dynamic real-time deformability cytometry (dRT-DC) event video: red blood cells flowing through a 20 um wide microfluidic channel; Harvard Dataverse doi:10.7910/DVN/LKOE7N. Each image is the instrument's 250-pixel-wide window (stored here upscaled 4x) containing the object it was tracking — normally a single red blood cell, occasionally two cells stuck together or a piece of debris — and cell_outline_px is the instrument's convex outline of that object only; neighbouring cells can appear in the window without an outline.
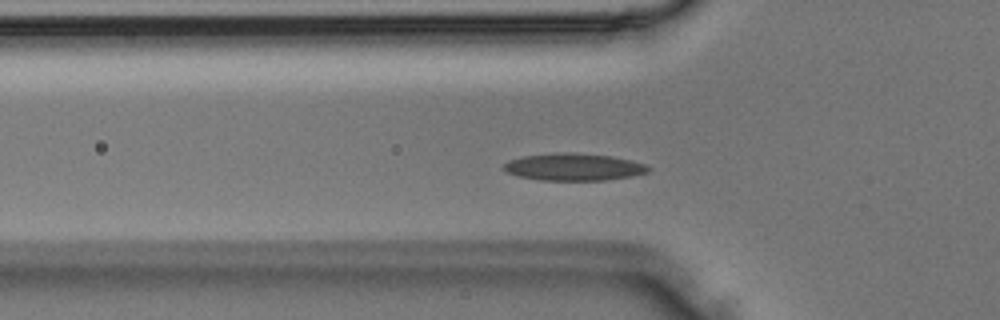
{"species": "Egyptian fruit bat (a non-hibernating species)", "species_latin": "Rousettus aegyptiacus", "temperature_condition": "room temperature", "stored_images_in_passage": 30, "camera_frame_rate_fps": 3000, "um_per_image_px": 0.085, "animal": {"sex": "male"}, "frame": {"image": 1, "passage_image": 5, "time_ms": 1.333, "image_size_px": [1000, 320], "cell_outline_px": [[652, 168], [648, 172], [632, 176], [604, 180], [540, 180], [516, 176], [508, 172], [504, 168], [504, 164], [508, 160], [524, 156], [560, 152], [572, 152], [612, 156], [632, 160], [644, 164]], "centroid_in_image_um": [48.78, 14.19], "position_along_channel_um": 77.0, "area_um2": 22.95}}
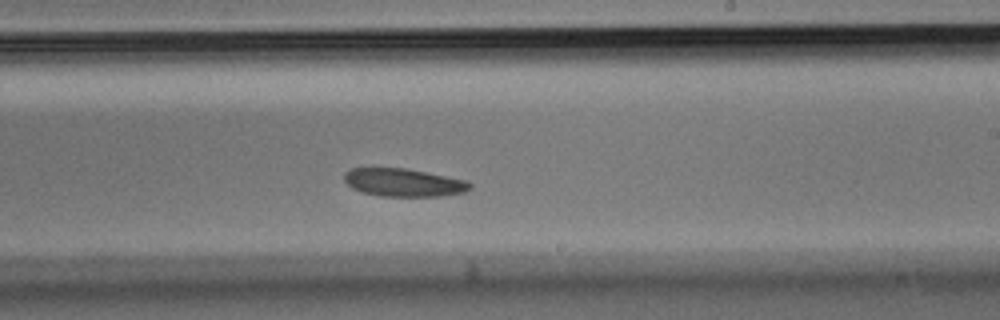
{"frame": {"image": 2, "passage_image": 15, "time_ms": 4.667, "image_size_px": [1000, 320], "cell_outline_px": [[472, 188], [464, 192], [440, 196], [380, 196], [364, 192], [352, 188], [344, 180], [344, 172], [352, 168], [404, 168], [468, 180], [472, 184]], "centroid_in_image_um": [34.32, 15.51], "position_along_channel_um": 254.7, "area_um2": 20.46}}
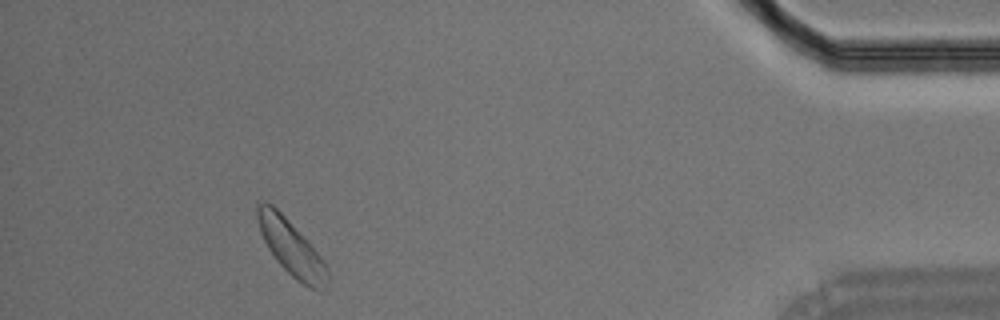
{"frame": {"image": 3, "passage_image": 27, "time_ms": 8.667, "image_size_px": [1000, 320], "cell_outline_px": [[328, 284], [324, 288], [312, 288], [296, 280], [276, 260], [268, 248], [260, 232], [256, 216], [256, 204], [264, 200], [272, 204], [288, 220], [320, 256], [328, 268]], "centroid_in_image_um": [24.72, 21.03], "position_along_channel_um": 410.5, "area_um2": 22.08}}